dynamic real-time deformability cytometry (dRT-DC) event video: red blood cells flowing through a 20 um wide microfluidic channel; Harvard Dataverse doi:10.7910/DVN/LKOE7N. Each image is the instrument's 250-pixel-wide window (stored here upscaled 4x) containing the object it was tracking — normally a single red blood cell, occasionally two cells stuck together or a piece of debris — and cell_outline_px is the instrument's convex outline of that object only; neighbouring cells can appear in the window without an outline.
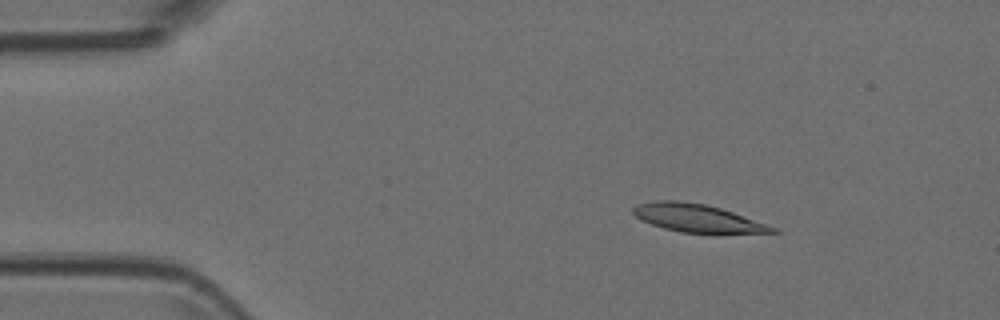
{"species": "Egyptian fruit bat (a non-hibernating species)", "species_latin": "Rousettus aegyptiacus", "temperature_condition": "room temperature", "stored_images_in_passage": 6, "segment_of_instrument_passage": [1, 2], "camera_frame_rate_fps": 3000, "um_per_image_px": 0.085, "animal": {"sex": "female"}, "frame": {"image": 1, "passage_image": 3, "time_ms": 0.667, "image_size_px": [1000, 320], "cell_outline_px": [[780, 232], [680, 232], [664, 228], [640, 220], [632, 212], [632, 208], [636, 204], [656, 200], [680, 200], [704, 204], [720, 208], [732, 212], [776, 228]], "centroid_in_image_um": [59.15, 18.51], "position_along_channel_um": 25.8, "area_um2": 22.08}}